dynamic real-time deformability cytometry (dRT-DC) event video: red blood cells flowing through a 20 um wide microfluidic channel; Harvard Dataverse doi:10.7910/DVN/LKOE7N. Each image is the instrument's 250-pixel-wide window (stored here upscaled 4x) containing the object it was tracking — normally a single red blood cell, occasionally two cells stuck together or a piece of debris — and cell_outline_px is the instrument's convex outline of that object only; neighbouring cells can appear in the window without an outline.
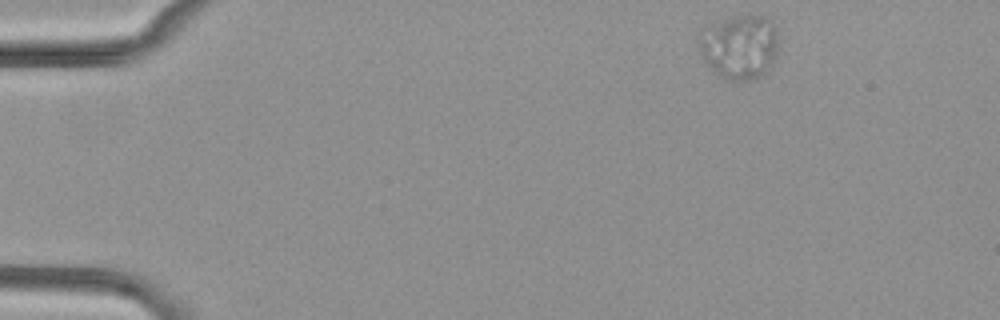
{"species": "common noctule bat (a hibernating species)", "species_latin": "Nyctalus noctula", "temperature_condition": "cold", "stored_images_in_passage": 49, "camera_frame_rate_fps": 3000, "um_per_image_px": 0.085, "animal": {"sex": "female", "body_mass_g": 29.2, "forearm_length_mm": 56.3}, "frame": {"image": 1, "passage_image": 1, "time_ms": 0.0, "image_size_px": [1000, 320], "cell_outline_px": [[776, 60], [760, 76], [748, 80], [724, 80], [700, 56], [700, 28], [748, 12], [764, 16], [772, 20], [776, 28]], "centroid_in_image_um": [62.87, 3.94], "position_along_channel_um": 22.1, "area_um2": 30.0}}
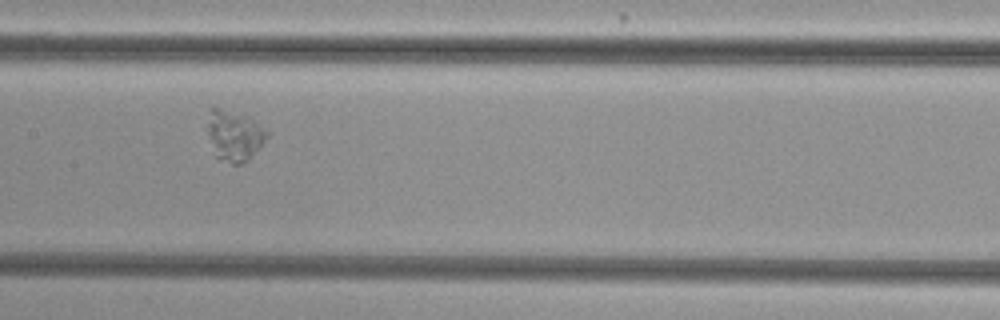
{"frame": {"image": 2, "passage_image": 22, "time_ms": 7.0, "image_size_px": [1000, 320], "cell_outline_px": [[268, 136], [248, 160], [240, 164], [232, 164], [216, 156], [208, 136], [208, 108], [216, 108], [244, 116], [268, 128]], "centroid_in_image_um": [19.92, 11.53], "position_along_channel_um": 187.5, "area_um2": 17.11}}
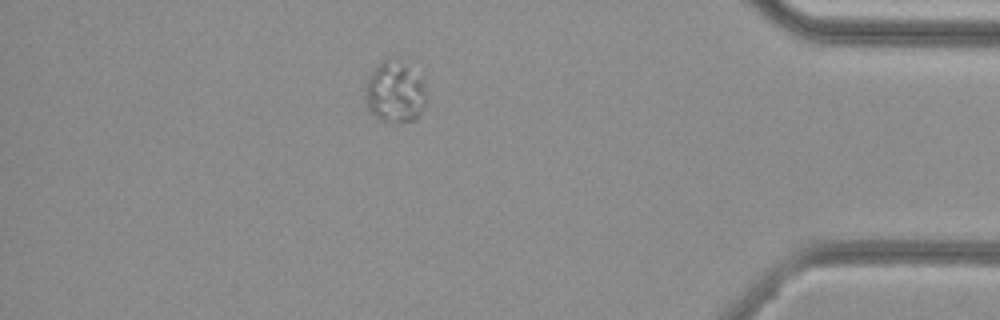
{"frame": {"image": 3, "passage_image": 42, "time_ms": 13.667, "image_size_px": [1000, 320], "cell_outline_px": [[424, 104], [416, 120], [380, 120], [368, 108], [364, 100], [364, 84], [368, 76], [376, 64], [380, 60], [388, 56], [400, 56], [412, 60], [424, 88]], "centroid_in_image_um": [33.53, 7.64], "position_along_channel_um": 401.7, "area_um2": 22.77}}